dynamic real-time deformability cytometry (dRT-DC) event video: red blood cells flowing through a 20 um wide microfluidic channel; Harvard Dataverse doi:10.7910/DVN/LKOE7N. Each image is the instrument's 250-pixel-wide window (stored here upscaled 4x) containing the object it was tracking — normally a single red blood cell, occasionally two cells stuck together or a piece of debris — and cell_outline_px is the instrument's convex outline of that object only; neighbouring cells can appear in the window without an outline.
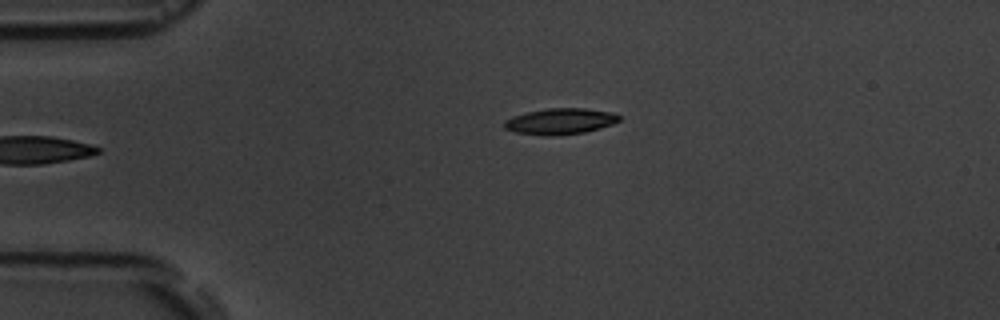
{"species": "common noctule bat (a hibernating species)", "species_latin": "Nyctalus noctula", "temperature_condition": "room temperature", "stored_images_in_passage": 6, "camera_frame_rate_fps": 3000, "um_per_image_px": 0.085, "animal": {"sex": "male", "body_mass_g": 19.5, "forearm_length_mm": 54.6}, "frame": {"image": 1, "passage_image": 6, "time_ms": 6.0, "image_size_px": [1000, 320], "cell_outline_px": [[620, 120], [612, 124], [600, 128], [584, 132], [548, 136], [516, 132], [504, 128], [504, 120], [512, 116], [528, 112], [548, 108], [584, 108], [612, 112], [620, 116]], "centroid_in_image_um": [47.61, 10.3], "position_along_channel_um": 37.4, "area_um2": 17.28}}